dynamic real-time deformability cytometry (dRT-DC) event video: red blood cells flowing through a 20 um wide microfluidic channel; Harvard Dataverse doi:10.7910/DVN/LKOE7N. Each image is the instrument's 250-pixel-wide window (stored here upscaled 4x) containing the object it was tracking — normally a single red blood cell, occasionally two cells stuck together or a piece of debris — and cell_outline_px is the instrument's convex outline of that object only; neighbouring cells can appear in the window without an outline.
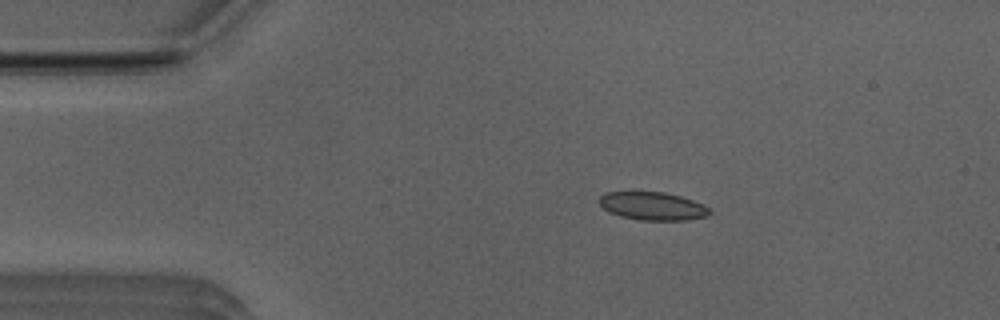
{"species": "Egyptian fruit bat (a non-hibernating species)", "species_latin": "Rousettus aegyptiacus", "temperature_condition": "room temperature", "stored_images_in_passage": 51, "camera_frame_rate_fps": 3000, "um_per_image_px": 0.085, "animal": {"sex": "male"}, "frame": {"image": 1, "passage_image": 9, "time_ms": 2.667, "image_size_px": [1000, 320], "cell_outline_px": [[712, 212], [708, 216], [684, 220], [640, 220], [620, 216], [608, 212], [596, 200], [604, 192], [664, 192], [680, 196], [704, 204]], "centroid_in_image_um": [55.45, 17.51], "position_along_channel_um": 29.6, "area_um2": 18.15}}
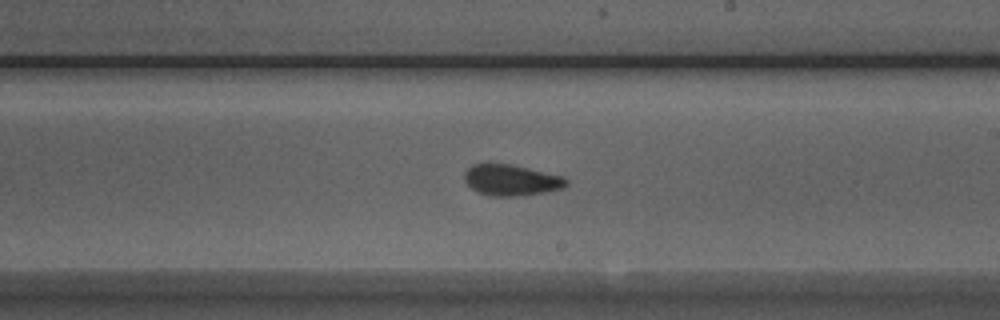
{"frame": {"image": 2, "passage_image": 29, "time_ms": 9.333, "image_size_px": [1000, 320], "cell_outline_px": [[568, 184], [564, 188], [524, 196], [488, 196], [472, 188], [464, 180], [464, 172], [472, 164], [488, 160], [512, 164], [564, 176], [568, 180]], "centroid_in_image_um": [43.43, 15.27], "position_along_channel_um": 245.6, "area_um2": 19.13}}
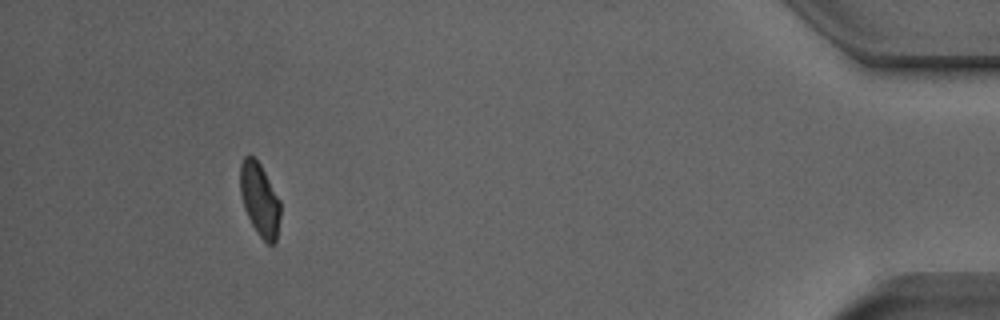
{"frame": {"image": 3, "passage_image": 47, "time_ms": 15.333, "image_size_px": [1000, 320], "cell_outline_px": [[280, 216], [276, 244], [268, 244], [256, 232], [244, 208], [240, 192], [240, 164], [244, 156], [248, 152], [260, 164], [280, 200]], "centroid_in_image_um": [22.07, 16.95], "position_along_channel_um": 413.1, "area_um2": 17.17}, "authors_computed_cell_mechanics": {"area_um2": 18.2648, "velocity_mm_per_s": 3.9584, "shape_relaxation_time_tau1_ms": 4.0768, "shape_relaxation_time_tau2_ms": 1.1225, "deformation_change_tau1": 0.0907, "deformation_change_tau2": 0.0518}}